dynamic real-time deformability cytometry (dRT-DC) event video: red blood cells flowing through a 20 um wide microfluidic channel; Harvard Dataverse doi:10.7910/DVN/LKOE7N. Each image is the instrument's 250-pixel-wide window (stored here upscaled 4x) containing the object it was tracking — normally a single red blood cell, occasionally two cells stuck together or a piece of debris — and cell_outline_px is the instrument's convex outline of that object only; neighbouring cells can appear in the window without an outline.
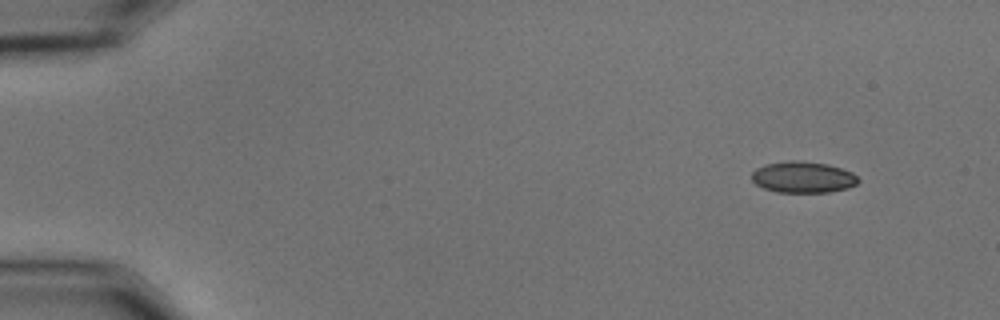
{"species": "common noctule bat (a hibernating species)", "species_latin": "Nyctalus noctula", "temperature_condition": "cold", "stored_images_in_passage": 22, "camera_frame_rate_fps": 3000, "um_per_image_px": 0.085, "animal": {"sex": "male", "body_mass_g": 15.6}, "frame": {"image": 1, "passage_image": 1, "time_ms": 0.0, "image_size_px": [1000, 320], "cell_outline_px": [[860, 180], [856, 184], [848, 188], [828, 192], [776, 192], [764, 188], [756, 184], [752, 180], [752, 172], [756, 168], [764, 164], [788, 160], [796, 160], [828, 164], [852, 172]], "centroid_in_image_um": [68.24, 15.05], "position_along_channel_um": 16.8, "area_um2": 19.48}}
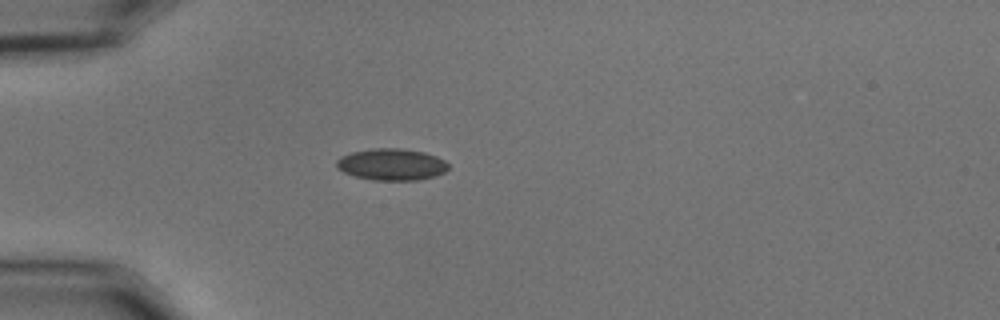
{"frame": {"image": 2, "passage_image": 12, "time_ms": 3.667, "image_size_px": [1000, 320], "cell_outline_px": [[448, 168], [444, 172], [436, 176], [416, 180], [376, 180], [356, 176], [344, 172], [336, 168], [336, 160], [340, 156], [352, 152], [372, 148], [400, 148], [424, 152], [436, 156], [444, 160], [448, 164]], "centroid_in_image_um": [33.27, 13.97], "position_along_channel_um": 51.7, "area_um2": 20.63}}